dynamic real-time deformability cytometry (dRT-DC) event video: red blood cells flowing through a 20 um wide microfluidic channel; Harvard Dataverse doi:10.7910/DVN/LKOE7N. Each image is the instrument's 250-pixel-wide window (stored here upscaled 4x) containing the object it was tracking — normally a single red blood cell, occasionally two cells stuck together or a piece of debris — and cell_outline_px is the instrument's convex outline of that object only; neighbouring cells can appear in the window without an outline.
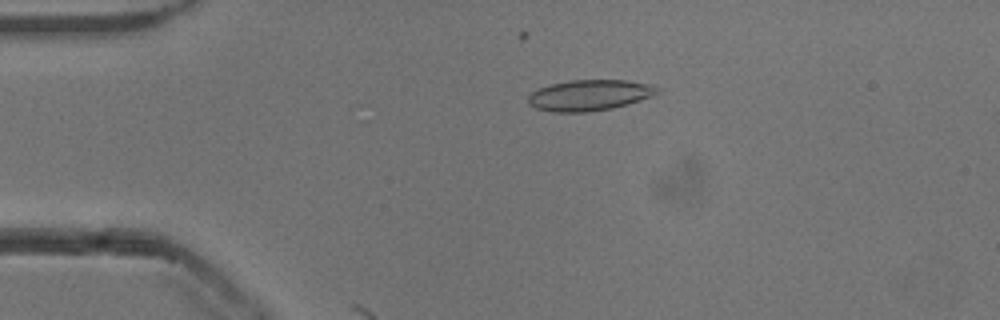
{"species": "common noctule bat (a hibernating species)", "species_latin": "Nyctalus noctula", "temperature_condition": "cold", "stored_images_in_passage": 9, "camera_frame_rate_fps": 3000, "um_per_image_px": 0.085, "animal": {"sex": "male", "body_mass_g": 13.3}, "frame": {"image": 1, "passage_image": 5, "time_ms": 1.333, "image_size_px": [1000, 320], "cell_outline_px": [[660, 92], [652, 96], [628, 104], [612, 108], [588, 112], [552, 112], [536, 108], [528, 104], [528, 96], [532, 92], [548, 84], [568, 80], [624, 80], [652, 84], [660, 88]], "centroid_in_image_um": [50.11, 8.09], "position_along_channel_um": 34.9, "area_um2": 23.41}}